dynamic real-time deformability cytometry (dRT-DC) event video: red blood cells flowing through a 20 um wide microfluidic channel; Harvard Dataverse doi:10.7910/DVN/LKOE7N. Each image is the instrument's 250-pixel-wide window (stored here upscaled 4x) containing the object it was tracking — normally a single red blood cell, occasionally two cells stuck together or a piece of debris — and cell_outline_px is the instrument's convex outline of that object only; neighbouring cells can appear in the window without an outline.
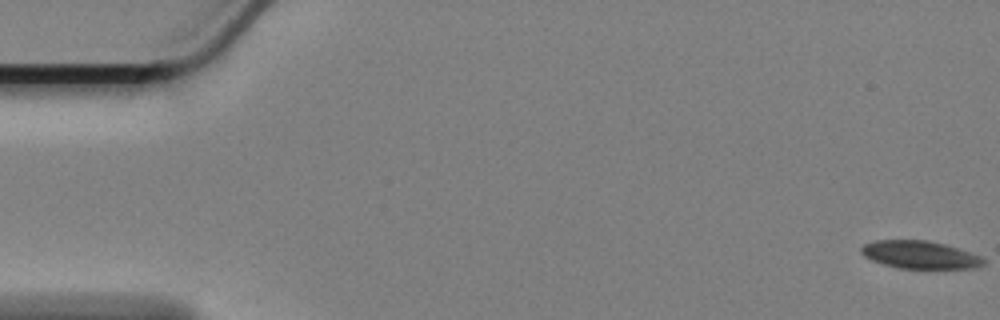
{"species": "Egyptian fruit bat (a non-hibernating species)", "species_latin": "Rousettus aegyptiacus", "temperature_condition": "cold", "stored_images_in_passage": 60, "camera_frame_rate_fps": 3000, "um_per_image_px": 0.085, "animal": {"sex": "female"}, "frame": {"image": 1, "passage_image": 1, "time_ms": 0.0, "image_size_px": [1000, 320], "cell_outline_px": [[984, 264], [972, 268], [900, 268], [884, 264], [872, 260], [864, 256], [860, 252], [860, 248], [864, 244], [876, 240], [928, 240], [944, 244], [980, 256], [984, 260]], "centroid_in_image_um": [78.14, 21.65], "position_along_channel_um": 6.9, "area_um2": 19.48}}
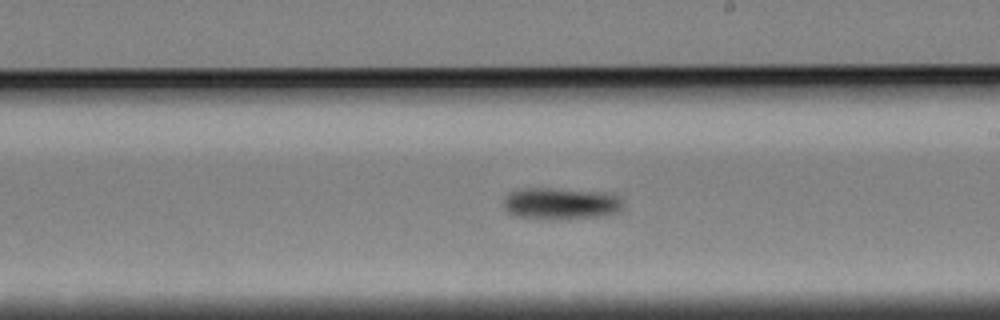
{"frame": {"image": 2, "passage_image": 34, "time_ms": 11.0, "image_size_px": [1000, 320], "cell_outline_px": [[624, 208], [620, 212], [604, 216], [516, 216], [508, 212], [504, 204], [504, 196], [508, 192], [516, 188], [552, 188], [612, 192], [620, 196], [624, 200]], "centroid_in_image_um": [47.76, 17.22], "position_along_channel_um": 241.2, "area_um2": 21.73}}
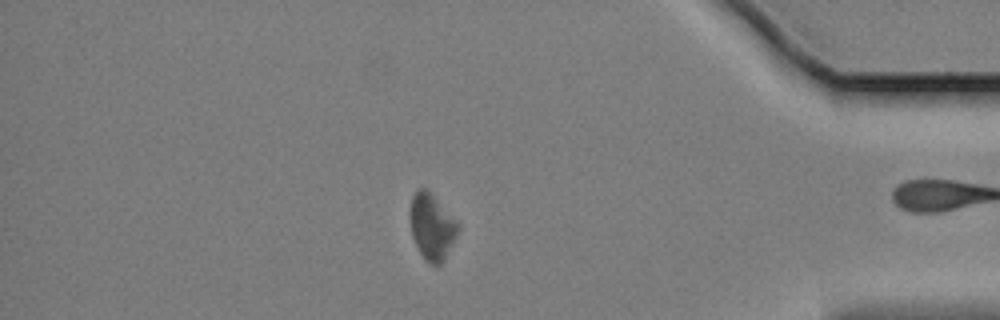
{"frame": {"image": 3, "passage_image": 51, "time_ms": 16.667, "image_size_px": [1000, 320], "cell_outline_px": [[460, 228], [444, 260], [440, 264], [428, 264], [420, 252], [412, 236], [408, 220], [408, 208], [412, 196], [416, 188], [424, 188], [460, 224]], "centroid_in_image_um": [36.66, 19.27], "position_along_channel_um": 398.5, "area_um2": 18.44}, "authors_computed_cell_mechanics": {"area_um2": 20.6057, "velocity_mm_per_s": 3.3763, "shape_relaxation_time_tau1_ms": 2.3093, "shape_relaxation_time_tau2_ms": null, "deformation_change_tau1": 0.0705, "deformation_change_tau2": null}}